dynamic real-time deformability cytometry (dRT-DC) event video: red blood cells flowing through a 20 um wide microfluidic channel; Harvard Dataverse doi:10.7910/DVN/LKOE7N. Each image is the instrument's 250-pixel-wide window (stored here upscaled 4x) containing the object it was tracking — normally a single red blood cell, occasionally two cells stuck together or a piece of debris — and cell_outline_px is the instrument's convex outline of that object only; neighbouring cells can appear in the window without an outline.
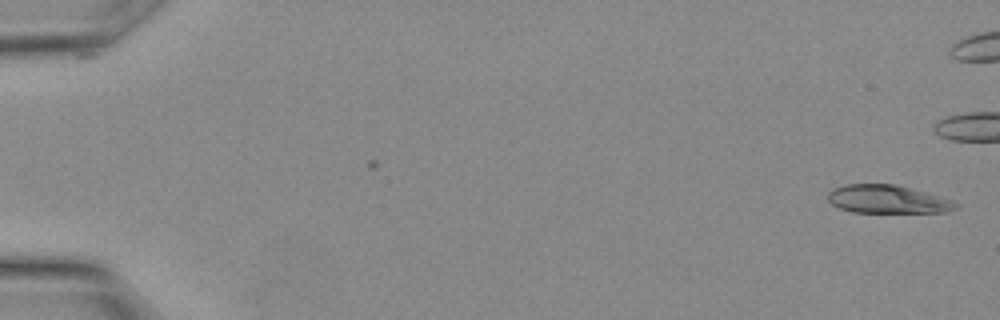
{"species": "Egyptian fruit bat (a non-hibernating species)", "species_latin": "Rousettus aegyptiacus", "temperature_condition": "warm", "stored_images_in_passage": 18, "camera_frame_rate_fps": 3000, "um_per_image_px": 0.085, "animal": {"sex": "female"}, "frame": {"image": 1, "passage_image": 1, "time_ms": 0.0, "image_size_px": [1000, 320], "cell_outline_px": [[956, 208], [944, 212], [852, 212], [840, 208], [832, 204], [828, 200], [828, 192], [832, 188], [844, 184], [892, 184], [908, 188], [952, 200], [956, 204]], "centroid_in_image_um": [75.35, 16.94], "position_along_channel_um": 9.6, "area_um2": 20.63}}
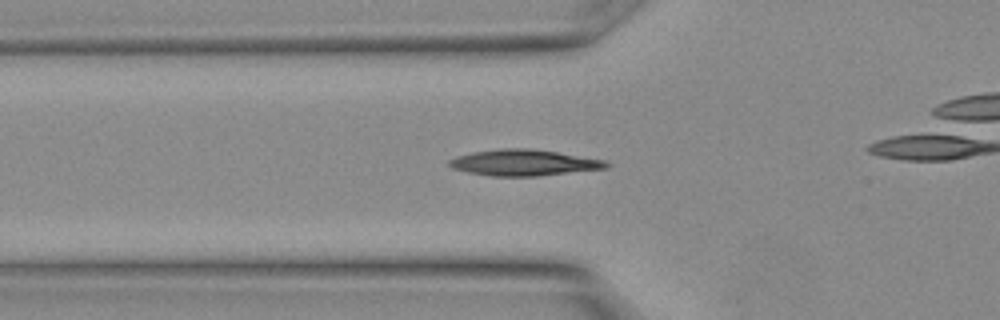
{"frame": {"image": 2, "passage_image": 11, "time_ms": 3.333, "image_size_px": [1000, 320], "cell_outline_px": [[612, 164], [608, 168], [536, 176], [492, 176], [468, 172], [452, 168], [448, 164], [448, 160], [456, 156], [472, 152], [500, 148], [532, 148], [608, 160]], "centroid_in_image_um": [44.56, 13.82], "position_along_channel_um": 81.2, "area_um2": 24.1}}
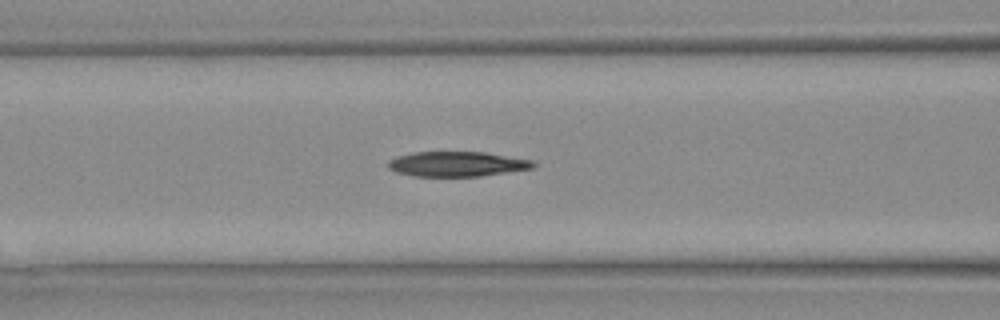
{"frame": {"image": 3, "passage_image": 13, "time_ms": 4.0, "image_size_px": [1000, 320], "cell_outline_px": [[536, 164], [532, 168], [480, 176], [416, 176], [396, 172], [388, 168], [388, 160], [396, 156], [412, 152], [484, 152], [532, 160]], "centroid_in_image_um": [38.8, 13.93], "position_along_channel_um": 127.8, "area_um2": 20.98}}